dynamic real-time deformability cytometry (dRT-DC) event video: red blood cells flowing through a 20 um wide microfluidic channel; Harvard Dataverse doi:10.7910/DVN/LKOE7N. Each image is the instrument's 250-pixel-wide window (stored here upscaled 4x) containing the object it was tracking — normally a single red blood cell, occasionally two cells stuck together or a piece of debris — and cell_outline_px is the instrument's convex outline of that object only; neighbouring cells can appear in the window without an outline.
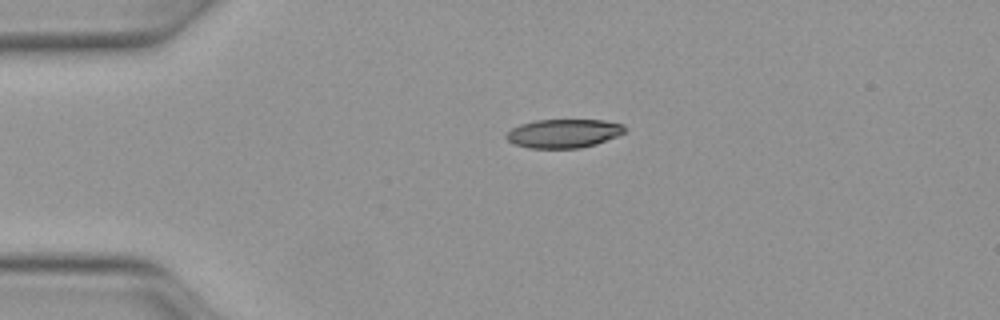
{"species": "Egyptian fruit bat (a non-hibernating species)", "species_latin": "Rousettus aegyptiacus", "temperature_condition": "warm", "stored_images_in_passage": 38, "camera_frame_rate_fps": 3000, "um_per_image_px": 0.085, "animal": {"sex": "female"}, "frame": {"image": 1, "passage_image": 1, "time_ms": 0.0, "image_size_px": [1000, 320], "cell_outline_px": [[628, 128], [624, 132], [616, 136], [596, 144], [580, 148], [528, 148], [516, 144], [508, 140], [504, 136], [512, 128], [520, 124], [536, 120], [604, 120], [624, 124]], "centroid_in_image_um": [47.93, 11.33], "position_along_channel_um": 37.1, "area_um2": 19.83}}
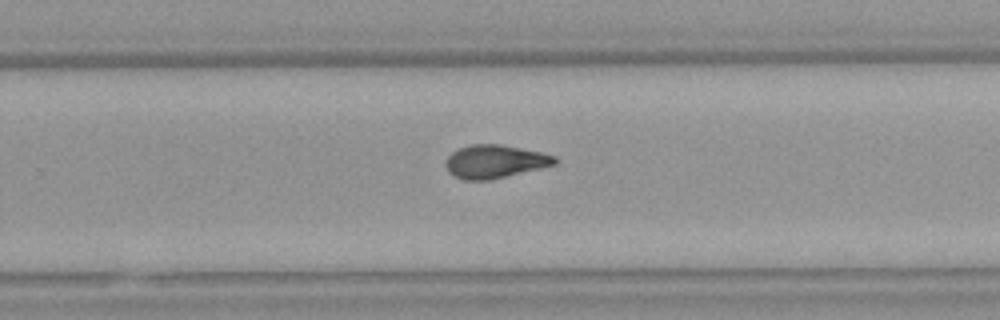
{"frame": {"image": 2, "passage_image": 22, "time_ms": 7.0, "image_size_px": [1000, 320], "cell_outline_px": [[556, 164], [492, 180], [464, 180], [452, 176], [448, 172], [444, 164], [444, 160], [456, 148], [472, 144], [500, 144], [540, 152], [556, 156]], "centroid_in_image_um": [42.0, 13.73], "position_along_channel_um": 287.8, "area_um2": 21.33}}
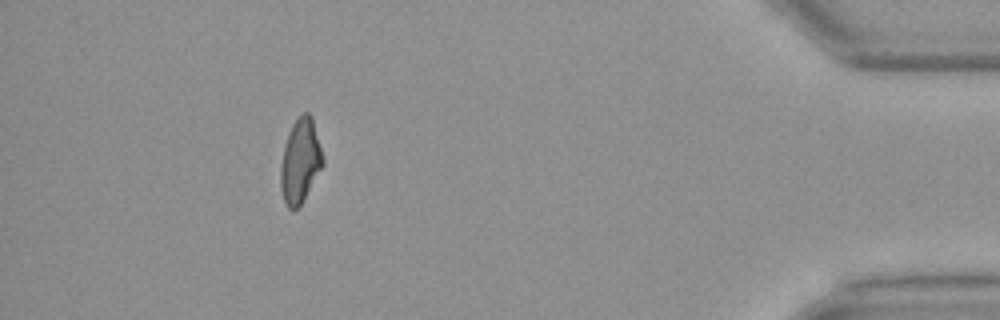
{"frame": {"image": 3, "passage_image": 35, "time_ms": 11.333, "image_size_px": [1000, 320], "cell_outline_px": [[324, 164], [300, 204], [296, 208], [288, 208], [284, 200], [280, 188], [280, 168], [284, 144], [288, 132], [292, 124], [300, 112], [308, 112], [312, 116], [324, 160]], "centroid_in_image_um": [25.51, 13.62], "position_along_channel_um": 409.7, "area_um2": 20.63}, "authors_computed_cell_mechanics": {"area_um2": 20.8658, "velocity_mm_per_s": 4.1163, "shape_relaxation_time_tau1_ms": 5.3993, "shape_relaxation_time_tau2_ms": 3.7241, "deformation_change_tau1": 0.2085, "deformation_change_tau2": 0.116}}